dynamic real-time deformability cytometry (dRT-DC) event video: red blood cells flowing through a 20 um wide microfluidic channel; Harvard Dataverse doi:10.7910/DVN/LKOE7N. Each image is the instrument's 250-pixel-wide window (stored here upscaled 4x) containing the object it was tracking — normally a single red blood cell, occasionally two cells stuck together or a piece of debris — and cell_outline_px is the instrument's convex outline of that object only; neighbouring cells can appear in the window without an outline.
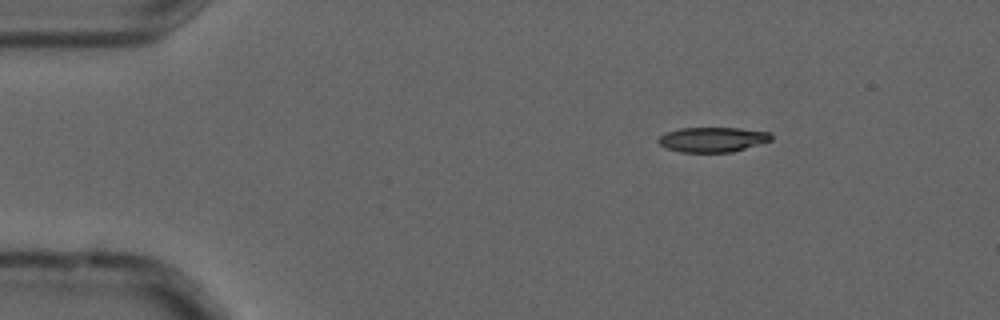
{"species": "common noctule bat (a hibernating species)", "species_latin": "Nyctalus noctula", "temperature_condition": "cold", "stored_images_in_passage": 4, "camera_frame_rate_fps": 3000, "um_per_image_px": 0.085, "animal": {"sex": "male", "forearm_length_mm": 52.5}, "frame": {"image": 1, "passage_image": 1, "time_ms": 0.0, "image_size_px": [1000, 320], "cell_outline_px": [[772, 140], [760, 144], [732, 152], [680, 152], [668, 148], [660, 144], [656, 140], [660, 136], [668, 132], [680, 128], [740, 128], [772, 132]], "centroid_in_image_um": [60.61, 11.86], "position_along_channel_um": 24.4, "area_um2": 16.36}}
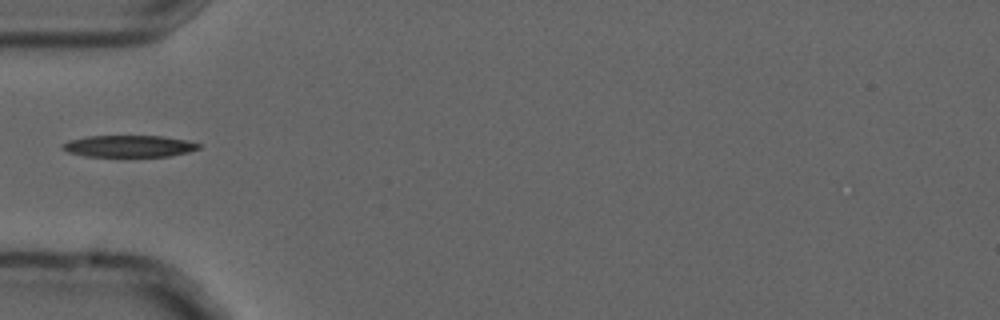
{"frame": {"image": 2, "passage_image": 4, "time_ms": 1.0, "image_size_px": [1000, 320], "cell_outline_px": [[200, 148], [188, 152], [172, 156], [84, 156], [68, 152], [60, 148], [60, 144], [68, 140], [88, 136], [160, 136], [188, 140], [200, 144]], "centroid_in_image_um": [10.93, 12.42], "position_along_channel_um": 74.1, "area_um2": 17.34}}